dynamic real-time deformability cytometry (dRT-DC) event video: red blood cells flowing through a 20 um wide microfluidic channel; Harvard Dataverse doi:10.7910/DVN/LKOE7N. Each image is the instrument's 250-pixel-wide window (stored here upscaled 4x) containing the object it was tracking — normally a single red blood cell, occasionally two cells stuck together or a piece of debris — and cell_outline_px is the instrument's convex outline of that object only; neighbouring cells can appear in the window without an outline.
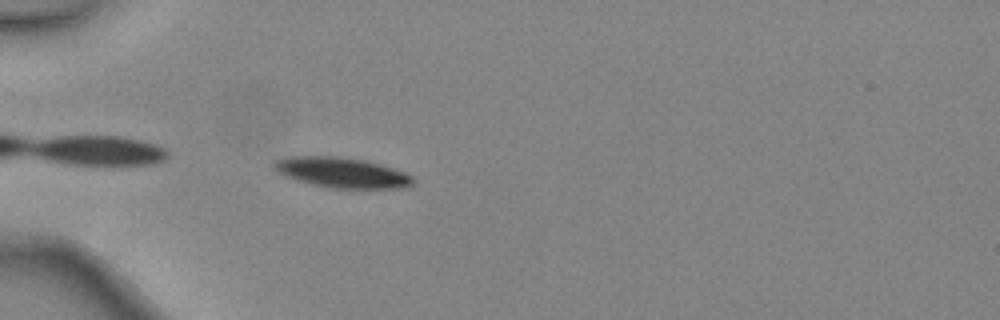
{"species": "common noctule bat (a hibernating species)", "species_latin": "Nyctalus noctula", "temperature_condition": "warm", "stored_images_in_passage": 5, "camera_frame_rate_fps": 3000, "um_per_image_px": 0.085, "animal": {"sex": "female", "body_mass_g": 24.6, "forearm_length_mm": 56.2}, "frame": {"image": 1, "passage_image": 5, "time_ms": 1.333, "image_size_px": [1000, 320], "cell_outline_px": [[412, 184], [404, 188], [332, 188], [312, 184], [296, 180], [276, 172], [272, 168], [272, 164], [276, 160], [288, 156], [332, 156], [364, 160], [392, 168], [404, 172], [412, 176]], "centroid_in_image_um": [29.0, 14.67], "position_along_channel_um": 56.0, "area_um2": 24.33}}